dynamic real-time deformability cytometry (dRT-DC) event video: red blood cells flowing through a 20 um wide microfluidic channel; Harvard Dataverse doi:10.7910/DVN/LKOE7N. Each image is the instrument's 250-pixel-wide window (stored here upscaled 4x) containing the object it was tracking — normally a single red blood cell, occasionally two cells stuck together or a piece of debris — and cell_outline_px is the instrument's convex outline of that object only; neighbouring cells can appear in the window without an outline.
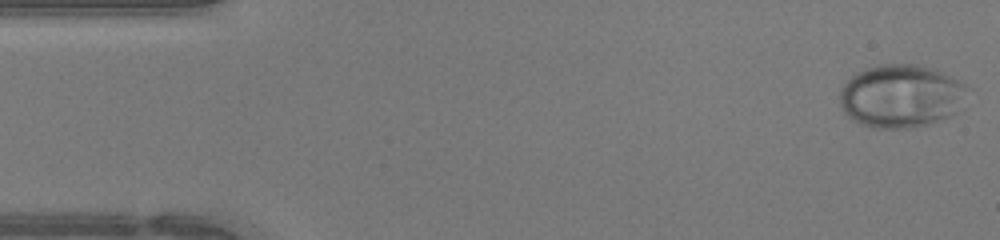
{"species": "human", "species_latin": "Homo sapiens", "temperature_condition": "warm", "stored_images_in_passage": 46, "camera_frame_rate_fps": 3000, "um_per_image_px": 0.085, "donor": {"sex": "female"}, "frame": {"image": 1, "passage_image": 1, "time_ms": 0.0, "image_size_px": [1000, 240], "cell_outline_px": [[968, 88], [956, 112], [948, 116], [928, 124], [908, 128], [876, 128], [860, 124], [848, 116], [844, 112], [840, 104], [840, 92], [844, 84], [856, 72], [880, 64], [916, 64], [936, 68], [964, 84]], "centroid_in_image_um": [76.56, 8.15], "position_along_channel_um": 8.4, "area_um2": 46.64}}
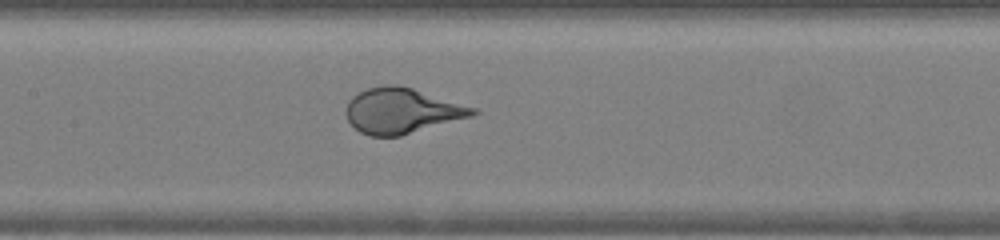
{"frame": {"image": 2, "passage_image": 21, "time_ms": 6.667, "image_size_px": [1000, 240], "cell_outline_px": [[480, 112], [472, 116], [400, 136], [368, 136], [360, 132], [348, 120], [344, 112], [348, 100], [352, 96], [368, 88], [384, 84], [396, 84], [412, 88], [476, 108]], "centroid_in_image_um": [34.12, 9.41], "position_along_channel_um": 173.3, "area_um2": 33.41}}
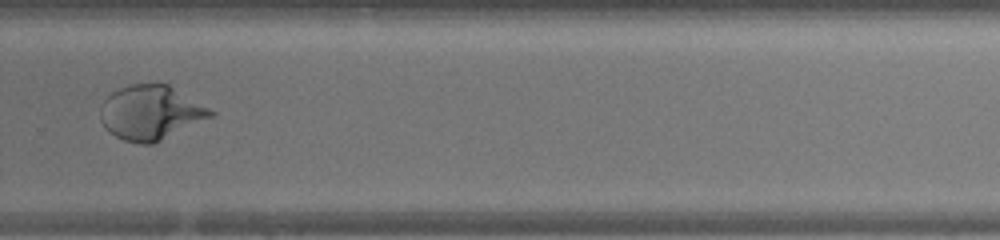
{"frame": {"image": 3, "passage_image": 31, "time_ms": 10.0, "image_size_px": [1000, 240], "cell_outline_px": [[216, 112], [212, 116], [152, 144], [140, 144], [124, 140], [116, 136], [100, 120], [100, 104], [112, 92], [120, 88], [132, 84], [168, 84]], "centroid_in_image_um": [12.79, 9.56], "position_along_channel_um": 317.0, "area_um2": 34.33}}